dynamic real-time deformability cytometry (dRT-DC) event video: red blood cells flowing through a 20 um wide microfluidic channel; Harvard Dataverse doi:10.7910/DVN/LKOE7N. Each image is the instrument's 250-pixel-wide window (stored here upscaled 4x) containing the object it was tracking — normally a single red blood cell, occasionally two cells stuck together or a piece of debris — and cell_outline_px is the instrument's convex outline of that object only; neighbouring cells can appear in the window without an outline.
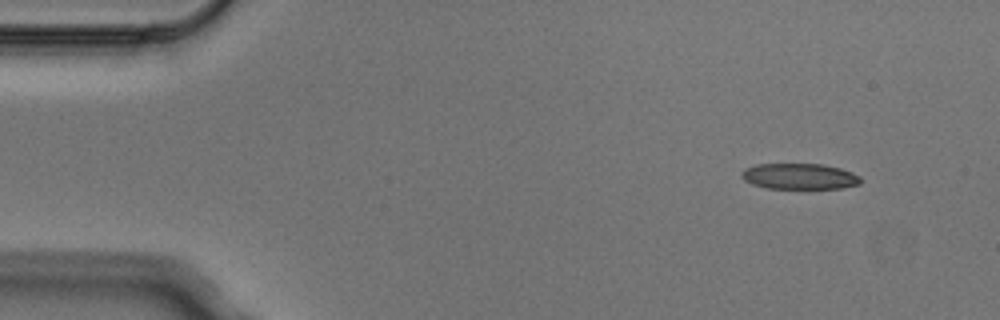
{"species": "Egyptian fruit bat (a non-hibernating species)", "species_latin": "Rousettus aegyptiacus", "temperature_condition": "cold", "stored_images_in_passage": 5, "segment_of_instrument_passage": [1, 2], "camera_frame_rate_fps": 3000, "um_per_image_px": 0.085, "animal": {"sex": "male"}, "frame": {"image": 1, "passage_image": 1, "time_ms": 0.0, "image_size_px": [1000, 320], "cell_outline_px": [[860, 184], [840, 188], [768, 188], [752, 184], [744, 180], [740, 176], [740, 172], [744, 168], [756, 164], [824, 164], [840, 168], [852, 172], [860, 176]], "centroid_in_image_um": [67.92, 14.98], "position_along_channel_um": 17.1, "area_um2": 17.98}}